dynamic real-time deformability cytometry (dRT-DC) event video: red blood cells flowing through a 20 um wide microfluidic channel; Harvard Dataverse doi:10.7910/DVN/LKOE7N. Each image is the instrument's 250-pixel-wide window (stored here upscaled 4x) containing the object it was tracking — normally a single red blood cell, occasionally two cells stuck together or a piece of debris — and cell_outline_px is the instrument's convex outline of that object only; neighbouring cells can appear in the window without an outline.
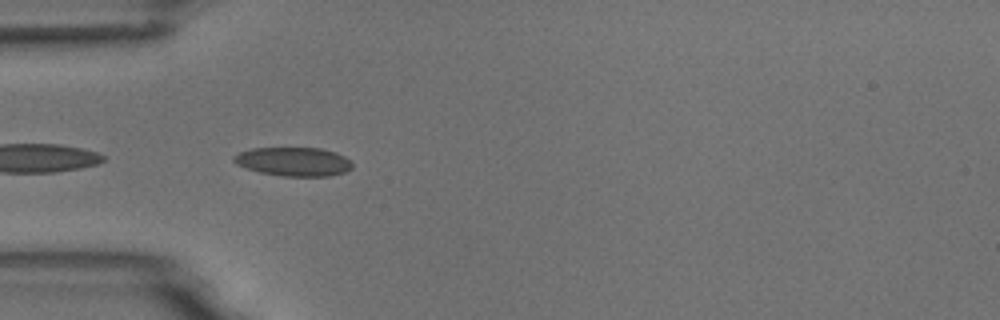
{"species": "common noctule bat (a hibernating species)", "species_latin": "Nyctalus noctula", "temperature_condition": "room temperature", "stored_images_in_passage": 5, "camera_frame_rate_fps": 3000, "um_per_image_px": 0.085, "animal": {"sex": "male", "body_mass_g": 18.8}, "frame": {"image": 1, "passage_image": 4, "time_ms": 4.333, "image_size_px": [1000, 320], "cell_outline_px": [[352, 168], [344, 172], [328, 176], [280, 176], [260, 172], [236, 164], [232, 160], [232, 156], [240, 152], [252, 148], [320, 148], [336, 152], [344, 156], [352, 164]], "centroid_in_image_um": [24.94, 13.73], "position_along_channel_um": 60.1, "area_um2": 19.83}}